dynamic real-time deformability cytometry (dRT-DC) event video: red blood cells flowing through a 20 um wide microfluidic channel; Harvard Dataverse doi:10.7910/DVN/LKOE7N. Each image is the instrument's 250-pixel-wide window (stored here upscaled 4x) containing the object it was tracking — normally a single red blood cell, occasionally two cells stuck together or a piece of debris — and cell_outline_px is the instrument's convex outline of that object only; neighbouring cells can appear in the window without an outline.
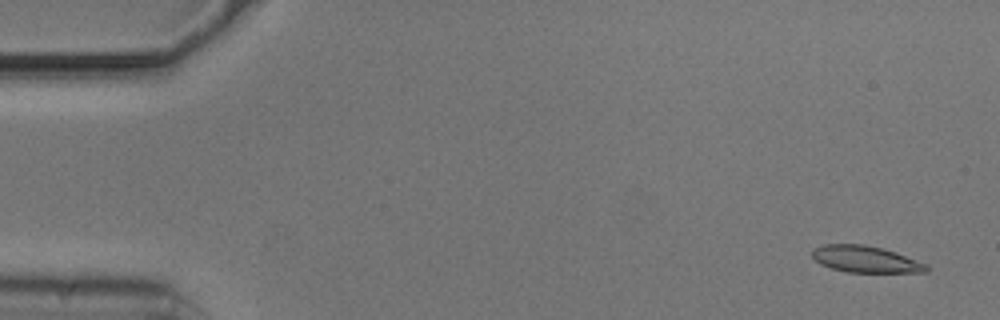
{"species": "common noctule bat (a hibernating species)", "species_latin": "Nyctalus noctula", "temperature_condition": "cold", "stored_images_in_passage": 55, "camera_frame_rate_fps": 3000, "um_per_image_px": 0.085, "animal": {"sex": "male", "body_mass_g": 20.5, "forearm_length_mm": 52.5}, "frame": {"image": 1, "passage_image": 3, "time_ms": 0.667, "image_size_px": [1000, 320], "cell_outline_px": [[928, 272], [848, 272], [832, 268], [820, 264], [812, 256], [812, 248], [824, 244], [864, 244], [884, 248], [896, 252], [928, 264]], "centroid_in_image_um": [73.58, 22.02], "position_along_channel_um": 11.4, "area_um2": 17.8}}
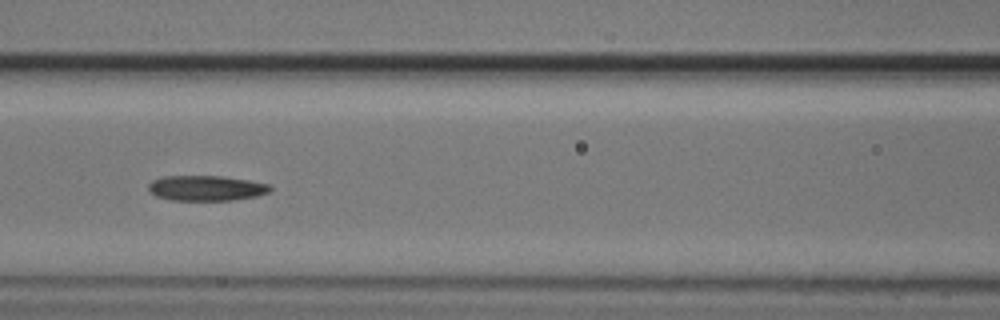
{"frame": {"image": 2, "passage_image": 24, "time_ms": 7.667, "image_size_px": [1000, 320], "cell_outline_px": [[272, 188], [268, 192], [256, 196], [232, 200], [172, 200], [156, 196], [148, 188], [148, 184], [152, 180], [164, 176], [224, 176], [248, 180], [268, 184]], "centroid_in_image_um": [17.52, 15.98], "position_along_channel_um": 149.1, "area_um2": 17.8}}
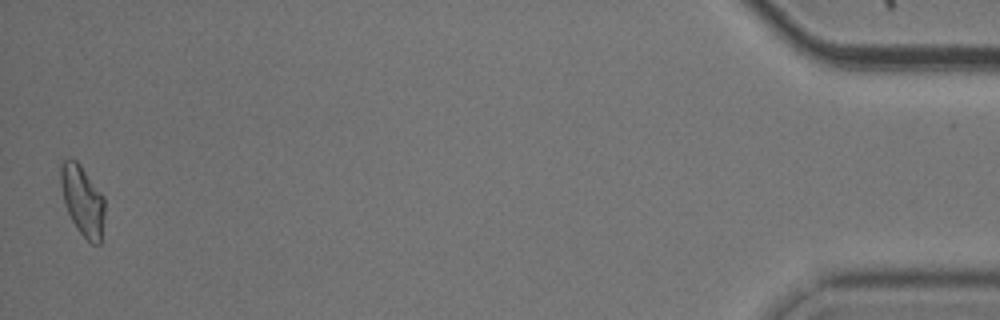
{"frame": {"image": 3, "passage_image": 54, "time_ms": 17.667, "image_size_px": [1000, 320], "cell_outline_px": [[104, 216], [100, 244], [92, 244], [76, 228], [64, 204], [60, 184], [60, 164], [68, 156], [76, 160], [80, 164], [104, 196]], "centroid_in_image_um": [7.0, 17.0], "position_along_channel_um": 428.2, "area_um2": 18.09}, "authors_computed_cell_mechanics": {"area_um2": 18.0914, "velocity_mm_per_s": 3.7171, "shape_relaxation_time_tau1_ms": 5.1912, "shape_relaxation_time_tau2_ms": 9.8908, "deformation_change_tau1": 0.147, "deformation_change_tau2": 0.1646}}